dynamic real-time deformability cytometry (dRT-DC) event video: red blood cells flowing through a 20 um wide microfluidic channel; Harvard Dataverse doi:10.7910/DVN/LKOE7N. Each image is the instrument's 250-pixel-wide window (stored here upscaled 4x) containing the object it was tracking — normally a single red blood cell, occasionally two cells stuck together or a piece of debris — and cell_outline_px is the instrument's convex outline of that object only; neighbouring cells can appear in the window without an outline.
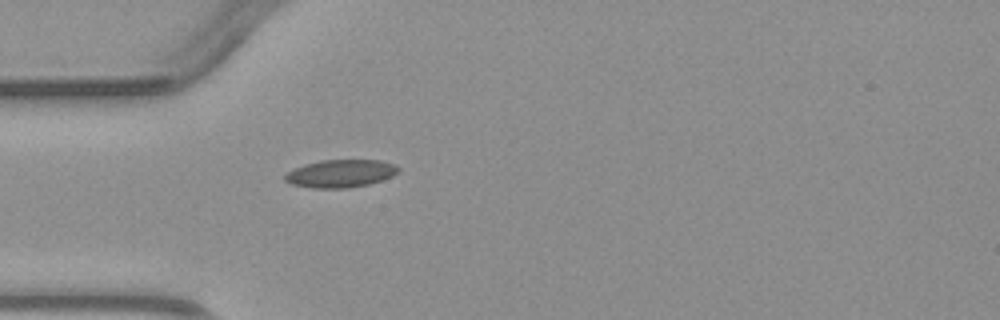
{"species": "common noctule bat (a hibernating species)", "species_latin": "Nyctalus noctula", "temperature_condition": "warm", "stored_images_in_passage": 1, "camera_frame_rate_fps": 3000, "um_per_image_px": 0.085, "animal": {"sex": "male", "body_mass_g": 23.1, "forearm_length_mm": 52.7}, "frame": {"image": 1, "passage_image": 1, "time_ms": 0.0, "image_size_px": [1000, 320], "cell_outline_px": [[400, 172], [392, 176], [368, 184], [348, 188], [312, 188], [292, 184], [284, 180], [284, 176], [288, 172], [304, 164], [320, 160], [380, 160], [392, 164], [400, 168]], "centroid_in_image_um": [28.95, 14.75], "position_along_channel_um": 56.1, "area_um2": 18.26}}